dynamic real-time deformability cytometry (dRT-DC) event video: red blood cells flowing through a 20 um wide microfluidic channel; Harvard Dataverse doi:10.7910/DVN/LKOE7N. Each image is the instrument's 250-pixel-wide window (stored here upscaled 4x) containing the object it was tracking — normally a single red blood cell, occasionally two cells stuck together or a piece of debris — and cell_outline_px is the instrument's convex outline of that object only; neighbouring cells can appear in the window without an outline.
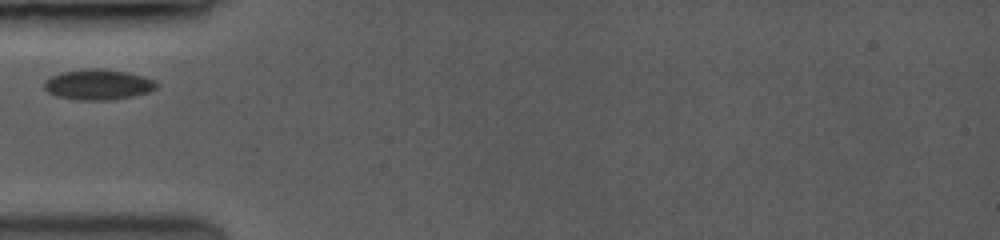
{"species": "common noctule bat (a hibernating species)", "species_latin": "Nyctalus noctula", "temperature_condition": "room temperature", "stored_images_in_passage": 19, "camera_frame_rate_fps": 3500, "um_per_image_px": 0.085, "animal": {"sex": "female", "body_mass_g": 19.0, "forearm_length_mm": 53.3}, "frame": {"image": 1, "passage_image": 1, "time_ms": 0.0, "image_size_px": [1000, 240], "cell_outline_px": [[156, 88], [148, 92], [132, 96], [104, 100], [84, 100], [60, 96], [48, 92], [44, 88], [44, 80], [60, 72], [96, 68], [100, 68], [124, 72], [156, 80]], "centroid_in_image_um": [8.32, 7.18], "position_along_channel_um": 76.7, "area_um2": 19.42}}
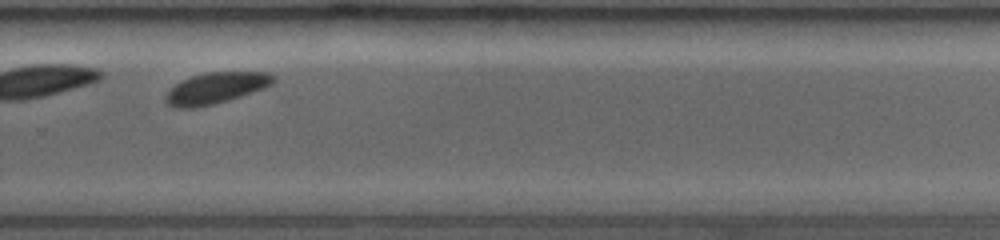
{"frame": {"image": 2, "passage_image": 14, "time_ms": 6.0, "image_size_px": [1000, 240], "cell_outline_px": [[276, 80], [272, 84], [240, 96], [228, 100], [212, 104], [192, 108], [176, 108], [168, 104], [164, 100], [168, 92], [176, 84], [192, 76], [212, 72], [268, 72], [276, 76]], "centroid_in_image_um": [18.37, 7.48], "position_along_channel_um": 311.4, "area_um2": 19.13}}
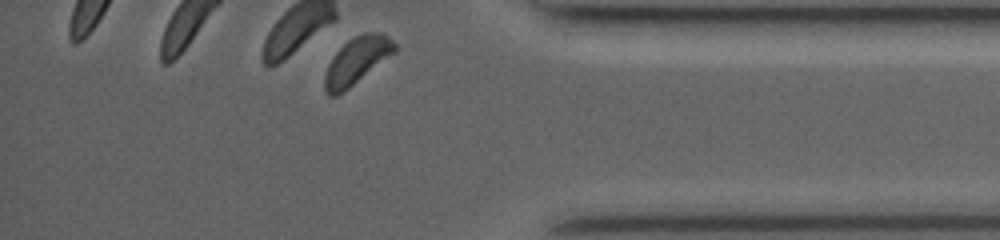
{"frame": {"image": 3, "passage_image": 19, "time_ms": 8.571, "image_size_px": [1000, 240], "cell_outline_px": [[396, 52], [344, 92], [336, 96], [328, 96], [324, 92], [324, 76], [328, 64], [336, 52], [348, 40], [364, 32], [372, 32], [388, 36], [396, 44]], "centroid_in_image_um": [30.31, 5.2], "position_along_channel_um": 404.9, "area_um2": 19.13}}